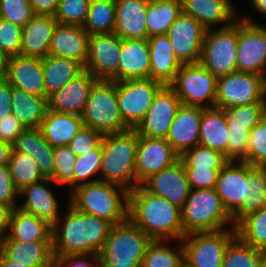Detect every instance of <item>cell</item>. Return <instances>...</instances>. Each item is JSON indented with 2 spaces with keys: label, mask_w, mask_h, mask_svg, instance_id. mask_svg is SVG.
Masks as SVG:
<instances>
[{
  "label": "cell",
  "mask_w": 266,
  "mask_h": 267,
  "mask_svg": "<svg viewBox=\"0 0 266 267\" xmlns=\"http://www.w3.org/2000/svg\"><path fill=\"white\" fill-rule=\"evenodd\" d=\"M24 130L22 124L11 114L0 121V140L12 146Z\"/></svg>",
  "instance_id": "obj_55"
},
{
  "label": "cell",
  "mask_w": 266,
  "mask_h": 267,
  "mask_svg": "<svg viewBox=\"0 0 266 267\" xmlns=\"http://www.w3.org/2000/svg\"><path fill=\"white\" fill-rule=\"evenodd\" d=\"M14 207L0 201V243L8 236L10 219Z\"/></svg>",
  "instance_id": "obj_59"
},
{
  "label": "cell",
  "mask_w": 266,
  "mask_h": 267,
  "mask_svg": "<svg viewBox=\"0 0 266 267\" xmlns=\"http://www.w3.org/2000/svg\"><path fill=\"white\" fill-rule=\"evenodd\" d=\"M12 146L0 140V166L8 165Z\"/></svg>",
  "instance_id": "obj_60"
},
{
  "label": "cell",
  "mask_w": 266,
  "mask_h": 267,
  "mask_svg": "<svg viewBox=\"0 0 266 267\" xmlns=\"http://www.w3.org/2000/svg\"><path fill=\"white\" fill-rule=\"evenodd\" d=\"M262 267H266V249L262 250Z\"/></svg>",
  "instance_id": "obj_65"
},
{
  "label": "cell",
  "mask_w": 266,
  "mask_h": 267,
  "mask_svg": "<svg viewBox=\"0 0 266 267\" xmlns=\"http://www.w3.org/2000/svg\"><path fill=\"white\" fill-rule=\"evenodd\" d=\"M97 81L89 71L84 70L49 96V109L57 113L82 116L91 90Z\"/></svg>",
  "instance_id": "obj_20"
},
{
  "label": "cell",
  "mask_w": 266,
  "mask_h": 267,
  "mask_svg": "<svg viewBox=\"0 0 266 267\" xmlns=\"http://www.w3.org/2000/svg\"><path fill=\"white\" fill-rule=\"evenodd\" d=\"M236 236L235 227L189 233L181 240L184 261L192 267H222L225 251Z\"/></svg>",
  "instance_id": "obj_10"
},
{
  "label": "cell",
  "mask_w": 266,
  "mask_h": 267,
  "mask_svg": "<svg viewBox=\"0 0 266 267\" xmlns=\"http://www.w3.org/2000/svg\"><path fill=\"white\" fill-rule=\"evenodd\" d=\"M64 224L52 226L53 256L66 254L99 255L112 228L108 221L75 210L71 205Z\"/></svg>",
  "instance_id": "obj_2"
},
{
  "label": "cell",
  "mask_w": 266,
  "mask_h": 267,
  "mask_svg": "<svg viewBox=\"0 0 266 267\" xmlns=\"http://www.w3.org/2000/svg\"><path fill=\"white\" fill-rule=\"evenodd\" d=\"M203 109L182 104L177 110L166 140L180 156L199 144Z\"/></svg>",
  "instance_id": "obj_23"
},
{
  "label": "cell",
  "mask_w": 266,
  "mask_h": 267,
  "mask_svg": "<svg viewBox=\"0 0 266 267\" xmlns=\"http://www.w3.org/2000/svg\"><path fill=\"white\" fill-rule=\"evenodd\" d=\"M6 80L11 87L45 97L42 58L21 55L9 57Z\"/></svg>",
  "instance_id": "obj_22"
},
{
  "label": "cell",
  "mask_w": 266,
  "mask_h": 267,
  "mask_svg": "<svg viewBox=\"0 0 266 267\" xmlns=\"http://www.w3.org/2000/svg\"><path fill=\"white\" fill-rule=\"evenodd\" d=\"M22 27L0 18V51L8 58L20 55Z\"/></svg>",
  "instance_id": "obj_51"
},
{
  "label": "cell",
  "mask_w": 266,
  "mask_h": 267,
  "mask_svg": "<svg viewBox=\"0 0 266 267\" xmlns=\"http://www.w3.org/2000/svg\"><path fill=\"white\" fill-rule=\"evenodd\" d=\"M103 135L89 127L84 126L70 141L69 147L76 156L92 152L102 140Z\"/></svg>",
  "instance_id": "obj_52"
},
{
  "label": "cell",
  "mask_w": 266,
  "mask_h": 267,
  "mask_svg": "<svg viewBox=\"0 0 266 267\" xmlns=\"http://www.w3.org/2000/svg\"><path fill=\"white\" fill-rule=\"evenodd\" d=\"M100 181L113 183L128 191L136 187L135 159L138 134L134 129L103 135Z\"/></svg>",
  "instance_id": "obj_4"
},
{
  "label": "cell",
  "mask_w": 266,
  "mask_h": 267,
  "mask_svg": "<svg viewBox=\"0 0 266 267\" xmlns=\"http://www.w3.org/2000/svg\"><path fill=\"white\" fill-rule=\"evenodd\" d=\"M150 49L147 40L121 39L118 82L150 78Z\"/></svg>",
  "instance_id": "obj_27"
},
{
  "label": "cell",
  "mask_w": 266,
  "mask_h": 267,
  "mask_svg": "<svg viewBox=\"0 0 266 267\" xmlns=\"http://www.w3.org/2000/svg\"><path fill=\"white\" fill-rule=\"evenodd\" d=\"M16 195H19V191L11 179L9 165L0 166V201L16 208L18 206L15 202Z\"/></svg>",
  "instance_id": "obj_54"
},
{
  "label": "cell",
  "mask_w": 266,
  "mask_h": 267,
  "mask_svg": "<svg viewBox=\"0 0 266 267\" xmlns=\"http://www.w3.org/2000/svg\"><path fill=\"white\" fill-rule=\"evenodd\" d=\"M120 51L121 38L114 32L90 35L85 70L97 80L118 82Z\"/></svg>",
  "instance_id": "obj_15"
},
{
  "label": "cell",
  "mask_w": 266,
  "mask_h": 267,
  "mask_svg": "<svg viewBox=\"0 0 266 267\" xmlns=\"http://www.w3.org/2000/svg\"><path fill=\"white\" fill-rule=\"evenodd\" d=\"M247 179L249 183H247L246 202H241L230 215L233 227L244 217L266 207V167L247 163Z\"/></svg>",
  "instance_id": "obj_36"
},
{
  "label": "cell",
  "mask_w": 266,
  "mask_h": 267,
  "mask_svg": "<svg viewBox=\"0 0 266 267\" xmlns=\"http://www.w3.org/2000/svg\"><path fill=\"white\" fill-rule=\"evenodd\" d=\"M82 120L84 126L102 135L129 130L120 114L115 81L98 80L94 84Z\"/></svg>",
  "instance_id": "obj_7"
},
{
  "label": "cell",
  "mask_w": 266,
  "mask_h": 267,
  "mask_svg": "<svg viewBox=\"0 0 266 267\" xmlns=\"http://www.w3.org/2000/svg\"><path fill=\"white\" fill-rule=\"evenodd\" d=\"M150 0H115L113 32L121 39H148L146 12Z\"/></svg>",
  "instance_id": "obj_24"
},
{
  "label": "cell",
  "mask_w": 266,
  "mask_h": 267,
  "mask_svg": "<svg viewBox=\"0 0 266 267\" xmlns=\"http://www.w3.org/2000/svg\"><path fill=\"white\" fill-rule=\"evenodd\" d=\"M253 103H266V78L235 71L217 78L215 107L229 109Z\"/></svg>",
  "instance_id": "obj_9"
},
{
  "label": "cell",
  "mask_w": 266,
  "mask_h": 267,
  "mask_svg": "<svg viewBox=\"0 0 266 267\" xmlns=\"http://www.w3.org/2000/svg\"><path fill=\"white\" fill-rule=\"evenodd\" d=\"M179 267H192L186 261H184Z\"/></svg>",
  "instance_id": "obj_66"
},
{
  "label": "cell",
  "mask_w": 266,
  "mask_h": 267,
  "mask_svg": "<svg viewBox=\"0 0 266 267\" xmlns=\"http://www.w3.org/2000/svg\"><path fill=\"white\" fill-rule=\"evenodd\" d=\"M152 241L129 218L112 226L99 259L105 267H141Z\"/></svg>",
  "instance_id": "obj_5"
},
{
  "label": "cell",
  "mask_w": 266,
  "mask_h": 267,
  "mask_svg": "<svg viewBox=\"0 0 266 267\" xmlns=\"http://www.w3.org/2000/svg\"><path fill=\"white\" fill-rule=\"evenodd\" d=\"M247 163L266 167V116L250 130Z\"/></svg>",
  "instance_id": "obj_49"
},
{
  "label": "cell",
  "mask_w": 266,
  "mask_h": 267,
  "mask_svg": "<svg viewBox=\"0 0 266 267\" xmlns=\"http://www.w3.org/2000/svg\"><path fill=\"white\" fill-rule=\"evenodd\" d=\"M59 0H30L35 15L54 16Z\"/></svg>",
  "instance_id": "obj_58"
},
{
  "label": "cell",
  "mask_w": 266,
  "mask_h": 267,
  "mask_svg": "<svg viewBox=\"0 0 266 267\" xmlns=\"http://www.w3.org/2000/svg\"><path fill=\"white\" fill-rule=\"evenodd\" d=\"M142 186L179 208L183 207L191 190L181 159L148 178Z\"/></svg>",
  "instance_id": "obj_19"
},
{
  "label": "cell",
  "mask_w": 266,
  "mask_h": 267,
  "mask_svg": "<svg viewBox=\"0 0 266 267\" xmlns=\"http://www.w3.org/2000/svg\"><path fill=\"white\" fill-rule=\"evenodd\" d=\"M235 229L243 242L260 250L266 249V207L244 217Z\"/></svg>",
  "instance_id": "obj_42"
},
{
  "label": "cell",
  "mask_w": 266,
  "mask_h": 267,
  "mask_svg": "<svg viewBox=\"0 0 266 267\" xmlns=\"http://www.w3.org/2000/svg\"><path fill=\"white\" fill-rule=\"evenodd\" d=\"M58 22L54 16L35 15L22 27L21 56L44 58L49 55L53 32Z\"/></svg>",
  "instance_id": "obj_29"
},
{
  "label": "cell",
  "mask_w": 266,
  "mask_h": 267,
  "mask_svg": "<svg viewBox=\"0 0 266 267\" xmlns=\"http://www.w3.org/2000/svg\"><path fill=\"white\" fill-rule=\"evenodd\" d=\"M237 71L266 78V27L238 18Z\"/></svg>",
  "instance_id": "obj_14"
},
{
  "label": "cell",
  "mask_w": 266,
  "mask_h": 267,
  "mask_svg": "<svg viewBox=\"0 0 266 267\" xmlns=\"http://www.w3.org/2000/svg\"><path fill=\"white\" fill-rule=\"evenodd\" d=\"M77 156L69 145L54 147V168L50 178L54 183L66 184L74 190V164Z\"/></svg>",
  "instance_id": "obj_46"
},
{
  "label": "cell",
  "mask_w": 266,
  "mask_h": 267,
  "mask_svg": "<svg viewBox=\"0 0 266 267\" xmlns=\"http://www.w3.org/2000/svg\"><path fill=\"white\" fill-rule=\"evenodd\" d=\"M163 242L152 240L148 244L141 267H179L184 262L183 242L177 249Z\"/></svg>",
  "instance_id": "obj_43"
},
{
  "label": "cell",
  "mask_w": 266,
  "mask_h": 267,
  "mask_svg": "<svg viewBox=\"0 0 266 267\" xmlns=\"http://www.w3.org/2000/svg\"><path fill=\"white\" fill-rule=\"evenodd\" d=\"M181 105L175 90L170 85H163L156 93L146 115L134 130L138 136L166 139Z\"/></svg>",
  "instance_id": "obj_16"
},
{
  "label": "cell",
  "mask_w": 266,
  "mask_h": 267,
  "mask_svg": "<svg viewBox=\"0 0 266 267\" xmlns=\"http://www.w3.org/2000/svg\"><path fill=\"white\" fill-rule=\"evenodd\" d=\"M90 0H59L54 15L58 24L82 26L89 12Z\"/></svg>",
  "instance_id": "obj_48"
},
{
  "label": "cell",
  "mask_w": 266,
  "mask_h": 267,
  "mask_svg": "<svg viewBox=\"0 0 266 267\" xmlns=\"http://www.w3.org/2000/svg\"><path fill=\"white\" fill-rule=\"evenodd\" d=\"M229 130L222 109L205 108L200 120L199 145L225 155L228 160Z\"/></svg>",
  "instance_id": "obj_35"
},
{
  "label": "cell",
  "mask_w": 266,
  "mask_h": 267,
  "mask_svg": "<svg viewBox=\"0 0 266 267\" xmlns=\"http://www.w3.org/2000/svg\"><path fill=\"white\" fill-rule=\"evenodd\" d=\"M182 12L194 17L206 29L231 26L238 18L231 0H181ZM214 26V27H213Z\"/></svg>",
  "instance_id": "obj_28"
},
{
  "label": "cell",
  "mask_w": 266,
  "mask_h": 267,
  "mask_svg": "<svg viewBox=\"0 0 266 267\" xmlns=\"http://www.w3.org/2000/svg\"><path fill=\"white\" fill-rule=\"evenodd\" d=\"M98 258V255L92 254L58 255L54 257L53 267H90Z\"/></svg>",
  "instance_id": "obj_56"
},
{
  "label": "cell",
  "mask_w": 266,
  "mask_h": 267,
  "mask_svg": "<svg viewBox=\"0 0 266 267\" xmlns=\"http://www.w3.org/2000/svg\"><path fill=\"white\" fill-rule=\"evenodd\" d=\"M238 19L228 27L207 29L199 63L214 76L237 71Z\"/></svg>",
  "instance_id": "obj_8"
},
{
  "label": "cell",
  "mask_w": 266,
  "mask_h": 267,
  "mask_svg": "<svg viewBox=\"0 0 266 267\" xmlns=\"http://www.w3.org/2000/svg\"><path fill=\"white\" fill-rule=\"evenodd\" d=\"M251 3L255 10L266 16V0H252Z\"/></svg>",
  "instance_id": "obj_63"
},
{
  "label": "cell",
  "mask_w": 266,
  "mask_h": 267,
  "mask_svg": "<svg viewBox=\"0 0 266 267\" xmlns=\"http://www.w3.org/2000/svg\"><path fill=\"white\" fill-rule=\"evenodd\" d=\"M49 109L48 98L12 87L11 110L25 129L39 128Z\"/></svg>",
  "instance_id": "obj_34"
},
{
  "label": "cell",
  "mask_w": 266,
  "mask_h": 267,
  "mask_svg": "<svg viewBox=\"0 0 266 267\" xmlns=\"http://www.w3.org/2000/svg\"><path fill=\"white\" fill-rule=\"evenodd\" d=\"M2 253L11 261L27 267H53L52 240L14 241L8 236L1 242Z\"/></svg>",
  "instance_id": "obj_26"
},
{
  "label": "cell",
  "mask_w": 266,
  "mask_h": 267,
  "mask_svg": "<svg viewBox=\"0 0 266 267\" xmlns=\"http://www.w3.org/2000/svg\"><path fill=\"white\" fill-rule=\"evenodd\" d=\"M35 16L30 0H0V18L23 27Z\"/></svg>",
  "instance_id": "obj_50"
},
{
  "label": "cell",
  "mask_w": 266,
  "mask_h": 267,
  "mask_svg": "<svg viewBox=\"0 0 266 267\" xmlns=\"http://www.w3.org/2000/svg\"><path fill=\"white\" fill-rule=\"evenodd\" d=\"M162 86L151 78L116 82L120 114L129 129H135L142 121Z\"/></svg>",
  "instance_id": "obj_12"
},
{
  "label": "cell",
  "mask_w": 266,
  "mask_h": 267,
  "mask_svg": "<svg viewBox=\"0 0 266 267\" xmlns=\"http://www.w3.org/2000/svg\"><path fill=\"white\" fill-rule=\"evenodd\" d=\"M206 31L194 17L183 12L170 26L166 35L182 64L199 63Z\"/></svg>",
  "instance_id": "obj_17"
},
{
  "label": "cell",
  "mask_w": 266,
  "mask_h": 267,
  "mask_svg": "<svg viewBox=\"0 0 266 267\" xmlns=\"http://www.w3.org/2000/svg\"><path fill=\"white\" fill-rule=\"evenodd\" d=\"M49 182L53 183L51 179L44 178L20 190L19 195H25L27 198L24 204L18 205V208L53 226L59 221V205L53 191L46 186Z\"/></svg>",
  "instance_id": "obj_31"
},
{
  "label": "cell",
  "mask_w": 266,
  "mask_h": 267,
  "mask_svg": "<svg viewBox=\"0 0 266 267\" xmlns=\"http://www.w3.org/2000/svg\"><path fill=\"white\" fill-rule=\"evenodd\" d=\"M184 168L222 169L229 161L222 153L197 145L186 150L181 156Z\"/></svg>",
  "instance_id": "obj_45"
},
{
  "label": "cell",
  "mask_w": 266,
  "mask_h": 267,
  "mask_svg": "<svg viewBox=\"0 0 266 267\" xmlns=\"http://www.w3.org/2000/svg\"><path fill=\"white\" fill-rule=\"evenodd\" d=\"M191 189L214 188L221 169L184 168Z\"/></svg>",
  "instance_id": "obj_53"
},
{
  "label": "cell",
  "mask_w": 266,
  "mask_h": 267,
  "mask_svg": "<svg viewBox=\"0 0 266 267\" xmlns=\"http://www.w3.org/2000/svg\"><path fill=\"white\" fill-rule=\"evenodd\" d=\"M12 151L33 157L44 178L50 179L54 168V148L44 138L39 128L25 129L12 145Z\"/></svg>",
  "instance_id": "obj_32"
},
{
  "label": "cell",
  "mask_w": 266,
  "mask_h": 267,
  "mask_svg": "<svg viewBox=\"0 0 266 267\" xmlns=\"http://www.w3.org/2000/svg\"><path fill=\"white\" fill-rule=\"evenodd\" d=\"M1 253H2V249H1V243H0V255H1Z\"/></svg>",
  "instance_id": "obj_67"
},
{
  "label": "cell",
  "mask_w": 266,
  "mask_h": 267,
  "mask_svg": "<svg viewBox=\"0 0 266 267\" xmlns=\"http://www.w3.org/2000/svg\"><path fill=\"white\" fill-rule=\"evenodd\" d=\"M247 183L246 162L229 161L219 171L214 189L229 215L246 202Z\"/></svg>",
  "instance_id": "obj_21"
},
{
  "label": "cell",
  "mask_w": 266,
  "mask_h": 267,
  "mask_svg": "<svg viewBox=\"0 0 266 267\" xmlns=\"http://www.w3.org/2000/svg\"><path fill=\"white\" fill-rule=\"evenodd\" d=\"M181 13V0H150L146 12L148 38L167 34Z\"/></svg>",
  "instance_id": "obj_39"
},
{
  "label": "cell",
  "mask_w": 266,
  "mask_h": 267,
  "mask_svg": "<svg viewBox=\"0 0 266 267\" xmlns=\"http://www.w3.org/2000/svg\"><path fill=\"white\" fill-rule=\"evenodd\" d=\"M8 165L11 172V179L18 191L44 179L36 160L27 154L11 151Z\"/></svg>",
  "instance_id": "obj_41"
},
{
  "label": "cell",
  "mask_w": 266,
  "mask_h": 267,
  "mask_svg": "<svg viewBox=\"0 0 266 267\" xmlns=\"http://www.w3.org/2000/svg\"><path fill=\"white\" fill-rule=\"evenodd\" d=\"M228 130V161L247 163L250 130L266 116V103L222 109Z\"/></svg>",
  "instance_id": "obj_13"
},
{
  "label": "cell",
  "mask_w": 266,
  "mask_h": 267,
  "mask_svg": "<svg viewBox=\"0 0 266 267\" xmlns=\"http://www.w3.org/2000/svg\"><path fill=\"white\" fill-rule=\"evenodd\" d=\"M8 237L14 241L52 240V226L37 216L13 209Z\"/></svg>",
  "instance_id": "obj_38"
},
{
  "label": "cell",
  "mask_w": 266,
  "mask_h": 267,
  "mask_svg": "<svg viewBox=\"0 0 266 267\" xmlns=\"http://www.w3.org/2000/svg\"><path fill=\"white\" fill-rule=\"evenodd\" d=\"M11 91L12 87L6 79L0 81V121L12 114Z\"/></svg>",
  "instance_id": "obj_57"
},
{
  "label": "cell",
  "mask_w": 266,
  "mask_h": 267,
  "mask_svg": "<svg viewBox=\"0 0 266 267\" xmlns=\"http://www.w3.org/2000/svg\"><path fill=\"white\" fill-rule=\"evenodd\" d=\"M183 237L193 232L217 231L232 224L231 216L225 210L214 188L191 189L181 208Z\"/></svg>",
  "instance_id": "obj_6"
},
{
  "label": "cell",
  "mask_w": 266,
  "mask_h": 267,
  "mask_svg": "<svg viewBox=\"0 0 266 267\" xmlns=\"http://www.w3.org/2000/svg\"><path fill=\"white\" fill-rule=\"evenodd\" d=\"M84 127L82 116L57 113L48 109L39 129L54 148L69 145L72 138Z\"/></svg>",
  "instance_id": "obj_33"
},
{
  "label": "cell",
  "mask_w": 266,
  "mask_h": 267,
  "mask_svg": "<svg viewBox=\"0 0 266 267\" xmlns=\"http://www.w3.org/2000/svg\"><path fill=\"white\" fill-rule=\"evenodd\" d=\"M150 49V78L162 85H171L182 63L176 58L168 36L154 35L147 39Z\"/></svg>",
  "instance_id": "obj_30"
},
{
  "label": "cell",
  "mask_w": 266,
  "mask_h": 267,
  "mask_svg": "<svg viewBox=\"0 0 266 267\" xmlns=\"http://www.w3.org/2000/svg\"><path fill=\"white\" fill-rule=\"evenodd\" d=\"M179 159L180 155L166 139L138 136L135 159L136 187Z\"/></svg>",
  "instance_id": "obj_18"
},
{
  "label": "cell",
  "mask_w": 266,
  "mask_h": 267,
  "mask_svg": "<svg viewBox=\"0 0 266 267\" xmlns=\"http://www.w3.org/2000/svg\"><path fill=\"white\" fill-rule=\"evenodd\" d=\"M170 86L183 105L204 109L215 107L217 77L200 63L182 64Z\"/></svg>",
  "instance_id": "obj_11"
},
{
  "label": "cell",
  "mask_w": 266,
  "mask_h": 267,
  "mask_svg": "<svg viewBox=\"0 0 266 267\" xmlns=\"http://www.w3.org/2000/svg\"><path fill=\"white\" fill-rule=\"evenodd\" d=\"M222 267H262V250L236 236L225 251Z\"/></svg>",
  "instance_id": "obj_44"
},
{
  "label": "cell",
  "mask_w": 266,
  "mask_h": 267,
  "mask_svg": "<svg viewBox=\"0 0 266 267\" xmlns=\"http://www.w3.org/2000/svg\"><path fill=\"white\" fill-rule=\"evenodd\" d=\"M0 267H27L9 260L3 253L0 255Z\"/></svg>",
  "instance_id": "obj_62"
},
{
  "label": "cell",
  "mask_w": 266,
  "mask_h": 267,
  "mask_svg": "<svg viewBox=\"0 0 266 267\" xmlns=\"http://www.w3.org/2000/svg\"><path fill=\"white\" fill-rule=\"evenodd\" d=\"M128 218L152 240L183 238L181 208L142 185L129 191Z\"/></svg>",
  "instance_id": "obj_1"
},
{
  "label": "cell",
  "mask_w": 266,
  "mask_h": 267,
  "mask_svg": "<svg viewBox=\"0 0 266 267\" xmlns=\"http://www.w3.org/2000/svg\"><path fill=\"white\" fill-rule=\"evenodd\" d=\"M7 64H8V57L0 51V81L6 79Z\"/></svg>",
  "instance_id": "obj_61"
},
{
  "label": "cell",
  "mask_w": 266,
  "mask_h": 267,
  "mask_svg": "<svg viewBox=\"0 0 266 267\" xmlns=\"http://www.w3.org/2000/svg\"><path fill=\"white\" fill-rule=\"evenodd\" d=\"M90 267H105L102 261L98 258Z\"/></svg>",
  "instance_id": "obj_64"
},
{
  "label": "cell",
  "mask_w": 266,
  "mask_h": 267,
  "mask_svg": "<svg viewBox=\"0 0 266 267\" xmlns=\"http://www.w3.org/2000/svg\"><path fill=\"white\" fill-rule=\"evenodd\" d=\"M71 195L70 205L75 210L112 225L128 219L129 191L122 186L99 180L78 186Z\"/></svg>",
  "instance_id": "obj_3"
},
{
  "label": "cell",
  "mask_w": 266,
  "mask_h": 267,
  "mask_svg": "<svg viewBox=\"0 0 266 267\" xmlns=\"http://www.w3.org/2000/svg\"><path fill=\"white\" fill-rule=\"evenodd\" d=\"M115 0H90L89 12L82 28L89 34L113 33Z\"/></svg>",
  "instance_id": "obj_40"
},
{
  "label": "cell",
  "mask_w": 266,
  "mask_h": 267,
  "mask_svg": "<svg viewBox=\"0 0 266 267\" xmlns=\"http://www.w3.org/2000/svg\"><path fill=\"white\" fill-rule=\"evenodd\" d=\"M102 164V144L100 143L92 152L77 156L74 164V189L83 184L99 181L89 179L90 176L100 172ZM89 179V180H88Z\"/></svg>",
  "instance_id": "obj_47"
},
{
  "label": "cell",
  "mask_w": 266,
  "mask_h": 267,
  "mask_svg": "<svg viewBox=\"0 0 266 267\" xmlns=\"http://www.w3.org/2000/svg\"><path fill=\"white\" fill-rule=\"evenodd\" d=\"M45 97L63 88L84 70V66L73 59L47 55L42 58Z\"/></svg>",
  "instance_id": "obj_37"
},
{
  "label": "cell",
  "mask_w": 266,
  "mask_h": 267,
  "mask_svg": "<svg viewBox=\"0 0 266 267\" xmlns=\"http://www.w3.org/2000/svg\"><path fill=\"white\" fill-rule=\"evenodd\" d=\"M89 37L82 26L57 24L51 39L49 55L73 59L85 67Z\"/></svg>",
  "instance_id": "obj_25"
}]
</instances>
